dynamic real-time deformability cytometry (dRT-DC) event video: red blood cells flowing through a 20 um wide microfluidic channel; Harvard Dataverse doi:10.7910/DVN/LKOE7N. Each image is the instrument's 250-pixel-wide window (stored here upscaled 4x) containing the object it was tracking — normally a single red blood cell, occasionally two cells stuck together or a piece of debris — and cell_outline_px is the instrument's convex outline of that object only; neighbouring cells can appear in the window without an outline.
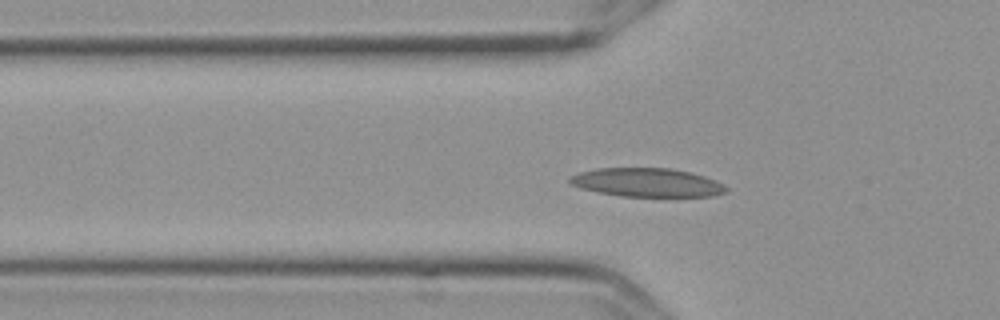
{"species": "Egyptian fruit bat (a non-hibernating species)", "species_latin": "Rousettus aegyptiacus", "temperature_condition": "cold", "stored_images_in_passage": 54, "camera_frame_rate_fps": 3000, "um_per_image_px": 0.085, "frame": {"image": 1, "passage_image": 15, "time_ms": 4.667, "image_size_px": [1000, 320], "cell_outline_px": [[728, 192], [712, 196], [620, 196], [580, 188], [572, 184], [568, 180], [568, 176], [580, 172], [596, 168], [668, 168], [692, 172], [704, 176], [724, 184], [728, 188]], "centroid_in_image_um": [55.0, 15.5], "position_along_channel_um": 70.8, "area_um2": 26.13}}
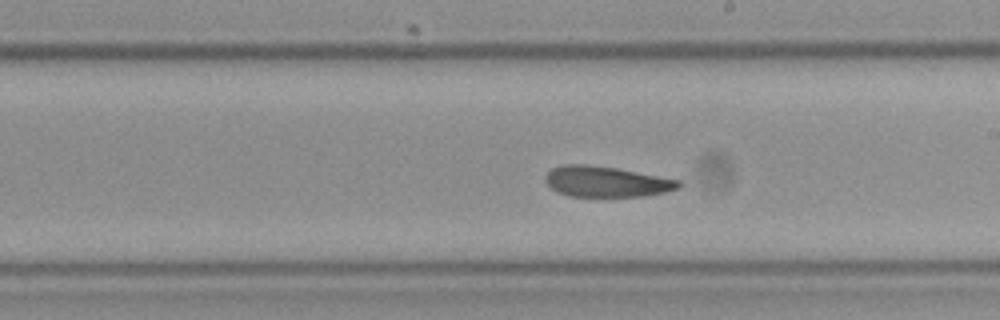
{"frame": {"image": 2, "passage_image": 29, "time_ms": 9.333, "image_size_px": [1000, 320], "cell_outline_px": [[684, 184], [680, 188], [664, 192], [644, 196], [568, 196], [556, 192], [544, 180], [544, 176], [552, 168], [564, 164], [588, 164], [616, 168], [680, 180]], "centroid_in_image_um": [51.53, 15.43], "position_along_channel_um": 237.5, "area_um2": 23.87}}
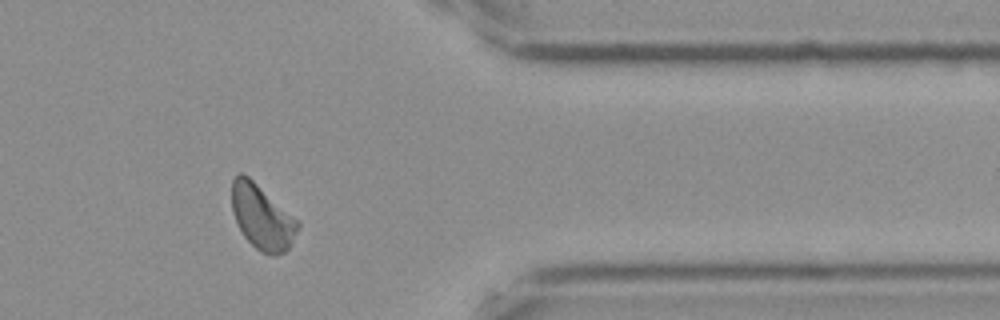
{"frame": {"image": 3, "passage_image": 43, "time_ms": 14.0, "image_size_px": [1000, 320], "cell_outline_px": [[300, 224], [288, 248], [284, 252], [276, 256], [272, 256], [260, 252], [244, 236], [232, 212], [232, 180], [240, 172], [248, 176], [300, 220]], "centroid_in_image_um": [22.29, 18.45], "position_along_channel_um": 389.1, "area_um2": 24.8}, "authors_computed_cell_mechanics": {"area_um2": 24.7384, "velocity_mm_per_s": 3.5677, "shape_relaxation_time_tau1_ms": 4.6964, "shape_relaxation_time_tau2_ms": 5.1431, "deformation_change_tau1": 0.1137, "deformation_change_tau2": 0.1065}}